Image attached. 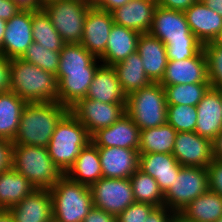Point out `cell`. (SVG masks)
I'll return each mask as SVG.
<instances>
[{
  "instance_id": "6da1fadb",
  "label": "cell",
  "mask_w": 222,
  "mask_h": 222,
  "mask_svg": "<svg viewBox=\"0 0 222 222\" xmlns=\"http://www.w3.org/2000/svg\"><path fill=\"white\" fill-rule=\"evenodd\" d=\"M9 90L27 103L59 102L57 76L22 58L10 59Z\"/></svg>"
},
{
  "instance_id": "7a4b0ae2",
  "label": "cell",
  "mask_w": 222,
  "mask_h": 222,
  "mask_svg": "<svg viewBox=\"0 0 222 222\" xmlns=\"http://www.w3.org/2000/svg\"><path fill=\"white\" fill-rule=\"evenodd\" d=\"M68 111L59 102L27 103L12 143L47 147L57 123Z\"/></svg>"
},
{
  "instance_id": "3957f363",
  "label": "cell",
  "mask_w": 222,
  "mask_h": 222,
  "mask_svg": "<svg viewBox=\"0 0 222 222\" xmlns=\"http://www.w3.org/2000/svg\"><path fill=\"white\" fill-rule=\"evenodd\" d=\"M90 142L87 129L68 111L57 123L47 150L54 164L65 174Z\"/></svg>"
},
{
  "instance_id": "277c9868",
  "label": "cell",
  "mask_w": 222,
  "mask_h": 222,
  "mask_svg": "<svg viewBox=\"0 0 222 222\" xmlns=\"http://www.w3.org/2000/svg\"><path fill=\"white\" fill-rule=\"evenodd\" d=\"M12 168L37 189H50L64 175L52 161L47 147L13 144Z\"/></svg>"
},
{
  "instance_id": "5b68a950",
  "label": "cell",
  "mask_w": 222,
  "mask_h": 222,
  "mask_svg": "<svg viewBox=\"0 0 222 222\" xmlns=\"http://www.w3.org/2000/svg\"><path fill=\"white\" fill-rule=\"evenodd\" d=\"M126 113L140 129L155 128L167 123V102L164 87L151 83L127 95Z\"/></svg>"
},
{
  "instance_id": "8992f818",
  "label": "cell",
  "mask_w": 222,
  "mask_h": 222,
  "mask_svg": "<svg viewBox=\"0 0 222 222\" xmlns=\"http://www.w3.org/2000/svg\"><path fill=\"white\" fill-rule=\"evenodd\" d=\"M49 191L53 216L61 222H83L94 206L89 186L75 182L65 174Z\"/></svg>"
},
{
  "instance_id": "52a82bcc",
  "label": "cell",
  "mask_w": 222,
  "mask_h": 222,
  "mask_svg": "<svg viewBox=\"0 0 222 222\" xmlns=\"http://www.w3.org/2000/svg\"><path fill=\"white\" fill-rule=\"evenodd\" d=\"M91 8L84 0H54L43 6L65 44H79Z\"/></svg>"
},
{
  "instance_id": "ba28073f",
  "label": "cell",
  "mask_w": 222,
  "mask_h": 222,
  "mask_svg": "<svg viewBox=\"0 0 222 222\" xmlns=\"http://www.w3.org/2000/svg\"><path fill=\"white\" fill-rule=\"evenodd\" d=\"M208 189L207 168L182 166L172 186L164 194V206L173 212H181L192 200Z\"/></svg>"
},
{
  "instance_id": "9c48e42d",
  "label": "cell",
  "mask_w": 222,
  "mask_h": 222,
  "mask_svg": "<svg viewBox=\"0 0 222 222\" xmlns=\"http://www.w3.org/2000/svg\"><path fill=\"white\" fill-rule=\"evenodd\" d=\"M94 207L116 217L135 202L129 178H100L89 186Z\"/></svg>"
},
{
  "instance_id": "30bf717a",
  "label": "cell",
  "mask_w": 222,
  "mask_h": 222,
  "mask_svg": "<svg viewBox=\"0 0 222 222\" xmlns=\"http://www.w3.org/2000/svg\"><path fill=\"white\" fill-rule=\"evenodd\" d=\"M126 104L104 103L89 98L80 99L69 111L87 129L90 135L109 127L126 113Z\"/></svg>"
},
{
  "instance_id": "8fae6325",
  "label": "cell",
  "mask_w": 222,
  "mask_h": 222,
  "mask_svg": "<svg viewBox=\"0 0 222 222\" xmlns=\"http://www.w3.org/2000/svg\"><path fill=\"white\" fill-rule=\"evenodd\" d=\"M149 33L165 45L168 42L199 41L191 32L184 12L158 5L154 11Z\"/></svg>"
},
{
  "instance_id": "7c38bea8",
  "label": "cell",
  "mask_w": 222,
  "mask_h": 222,
  "mask_svg": "<svg viewBox=\"0 0 222 222\" xmlns=\"http://www.w3.org/2000/svg\"><path fill=\"white\" fill-rule=\"evenodd\" d=\"M172 155L182 166L207 168L214 160L212 142L196 132H177Z\"/></svg>"
},
{
  "instance_id": "4fadbf2b",
  "label": "cell",
  "mask_w": 222,
  "mask_h": 222,
  "mask_svg": "<svg viewBox=\"0 0 222 222\" xmlns=\"http://www.w3.org/2000/svg\"><path fill=\"white\" fill-rule=\"evenodd\" d=\"M32 43V11L20 10L7 21L2 55L7 59L21 58Z\"/></svg>"
},
{
  "instance_id": "5bb4252c",
  "label": "cell",
  "mask_w": 222,
  "mask_h": 222,
  "mask_svg": "<svg viewBox=\"0 0 222 222\" xmlns=\"http://www.w3.org/2000/svg\"><path fill=\"white\" fill-rule=\"evenodd\" d=\"M113 24L114 21L110 12L91 7L84 22L80 44L96 58H100L105 53Z\"/></svg>"
},
{
  "instance_id": "9a60e30c",
  "label": "cell",
  "mask_w": 222,
  "mask_h": 222,
  "mask_svg": "<svg viewBox=\"0 0 222 222\" xmlns=\"http://www.w3.org/2000/svg\"><path fill=\"white\" fill-rule=\"evenodd\" d=\"M194 83H210L207 61L202 49L192 58L168 61L160 82L162 86Z\"/></svg>"
},
{
  "instance_id": "2e32d148",
  "label": "cell",
  "mask_w": 222,
  "mask_h": 222,
  "mask_svg": "<svg viewBox=\"0 0 222 222\" xmlns=\"http://www.w3.org/2000/svg\"><path fill=\"white\" fill-rule=\"evenodd\" d=\"M140 129L125 113L109 127L101 128L91 135V142L97 147H121L139 149Z\"/></svg>"
},
{
  "instance_id": "e0dca14e",
  "label": "cell",
  "mask_w": 222,
  "mask_h": 222,
  "mask_svg": "<svg viewBox=\"0 0 222 222\" xmlns=\"http://www.w3.org/2000/svg\"><path fill=\"white\" fill-rule=\"evenodd\" d=\"M196 108L195 132L212 142L222 131V90L210 87Z\"/></svg>"
},
{
  "instance_id": "ac0fdd59",
  "label": "cell",
  "mask_w": 222,
  "mask_h": 222,
  "mask_svg": "<svg viewBox=\"0 0 222 222\" xmlns=\"http://www.w3.org/2000/svg\"><path fill=\"white\" fill-rule=\"evenodd\" d=\"M191 32L203 44L215 42L222 31V16L197 1L184 11Z\"/></svg>"
},
{
  "instance_id": "d6986e66",
  "label": "cell",
  "mask_w": 222,
  "mask_h": 222,
  "mask_svg": "<svg viewBox=\"0 0 222 222\" xmlns=\"http://www.w3.org/2000/svg\"><path fill=\"white\" fill-rule=\"evenodd\" d=\"M102 176L105 178H130L138 169L139 152L121 147H98Z\"/></svg>"
},
{
  "instance_id": "ffe728a7",
  "label": "cell",
  "mask_w": 222,
  "mask_h": 222,
  "mask_svg": "<svg viewBox=\"0 0 222 222\" xmlns=\"http://www.w3.org/2000/svg\"><path fill=\"white\" fill-rule=\"evenodd\" d=\"M156 0H130L111 12L115 24L142 33H149Z\"/></svg>"
},
{
  "instance_id": "44dd1931",
  "label": "cell",
  "mask_w": 222,
  "mask_h": 222,
  "mask_svg": "<svg viewBox=\"0 0 222 222\" xmlns=\"http://www.w3.org/2000/svg\"><path fill=\"white\" fill-rule=\"evenodd\" d=\"M8 210L14 222H47L53 216L51 193L49 189H35Z\"/></svg>"
},
{
  "instance_id": "7402d4cb",
  "label": "cell",
  "mask_w": 222,
  "mask_h": 222,
  "mask_svg": "<svg viewBox=\"0 0 222 222\" xmlns=\"http://www.w3.org/2000/svg\"><path fill=\"white\" fill-rule=\"evenodd\" d=\"M137 52L149 80L160 83L168 63L166 45L150 33H142L137 42Z\"/></svg>"
},
{
  "instance_id": "603a6c76",
  "label": "cell",
  "mask_w": 222,
  "mask_h": 222,
  "mask_svg": "<svg viewBox=\"0 0 222 222\" xmlns=\"http://www.w3.org/2000/svg\"><path fill=\"white\" fill-rule=\"evenodd\" d=\"M181 167L172 154L139 153L138 168L157 181L163 194L172 186Z\"/></svg>"
},
{
  "instance_id": "cb8c5ba5",
  "label": "cell",
  "mask_w": 222,
  "mask_h": 222,
  "mask_svg": "<svg viewBox=\"0 0 222 222\" xmlns=\"http://www.w3.org/2000/svg\"><path fill=\"white\" fill-rule=\"evenodd\" d=\"M85 98L104 103L126 104V94L122 91L113 66L101 65L90 84Z\"/></svg>"
},
{
  "instance_id": "d4e9b609",
  "label": "cell",
  "mask_w": 222,
  "mask_h": 222,
  "mask_svg": "<svg viewBox=\"0 0 222 222\" xmlns=\"http://www.w3.org/2000/svg\"><path fill=\"white\" fill-rule=\"evenodd\" d=\"M139 36V32L114 23L106 44L105 53L99 58L102 65L114 66L136 52Z\"/></svg>"
},
{
  "instance_id": "484cf974",
  "label": "cell",
  "mask_w": 222,
  "mask_h": 222,
  "mask_svg": "<svg viewBox=\"0 0 222 222\" xmlns=\"http://www.w3.org/2000/svg\"><path fill=\"white\" fill-rule=\"evenodd\" d=\"M101 65L99 58L80 43L65 44L60 51V63L56 73L58 83L67 75V72L97 71Z\"/></svg>"
},
{
  "instance_id": "4316f807",
  "label": "cell",
  "mask_w": 222,
  "mask_h": 222,
  "mask_svg": "<svg viewBox=\"0 0 222 222\" xmlns=\"http://www.w3.org/2000/svg\"><path fill=\"white\" fill-rule=\"evenodd\" d=\"M65 175L69 179L87 186L102 178L98 147L92 142L84 147Z\"/></svg>"
},
{
  "instance_id": "83f0119b",
  "label": "cell",
  "mask_w": 222,
  "mask_h": 222,
  "mask_svg": "<svg viewBox=\"0 0 222 222\" xmlns=\"http://www.w3.org/2000/svg\"><path fill=\"white\" fill-rule=\"evenodd\" d=\"M37 189L12 167L0 173V209L8 210Z\"/></svg>"
},
{
  "instance_id": "f1b7e54d",
  "label": "cell",
  "mask_w": 222,
  "mask_h": 222,
  "mask_svg": "<svg viewBox=\"0 0 222 222\" xmlns=\"http://www.w3.org/2000/svg\"><path fill=\"white\" fill-rule=\"evenodd\" d=\"M27 102L10 90L0 93V138L13 141Z\"/></svg>"
},
{
  "instance_id": "f546056e",
  "label": "cell",
  "mask_w": 222,
  "mask_h": 222,
  "mask_svg": "<svg viewBox=\"0 0 222 222\" xmlns=\"http://www.w3.org/2000/svg\"><path fill=\"white\" fill-rule=\"evenodd\" d=\"M113 68L126 96L152 83L144 71L143 62L137 51L115 64Z\"/></svg>"
},
{
  "instance_id": "4dcf8cb0",
  "label": "cell",
  "mask_w": 222,
  "mask_h": 222,
  "mask_svg": "<svg viewBox=\"0 0 222 222\" xmlns=\"http://www.w3.org/2000/svg\"><path fill=\"white\" fill-rule=\"evenodd\" d=\"M181 213L194 222H216L222 218V196L208 189L192 200Z\"/></svg>"
},
{
  "instance_id": "1f68e13d",
  "label": "cell",
  "mask_w": 222,
  "mask_h": 222,
  "mask_svg": "<svg viewBox=\"0 0 222 222\" xmlns=\"http://www.w3.org/2000/svg\"><path fill=\"white\" fill-rule=\"evenodd\" d=\"M96 71L67 72L58 83L59 103L70 109L86 97Z\"/></svg>"
},
{
  "instance_id": "d6a6232c",
  "label": "cell",
  "mask_w": 222,
  "mask_h": 222,
  "mask_svg": "<svg viewBox=\"0 0 222 222\" xmlns=\"http://www.w3.org/2000/svg\"><path fill=\"white\" fill-rule=\"evenodd\" d=\"M177 131L168 123L140 130L139 153H173Z\"/></svg>"
},
{
  "instance_id": "836d02e7",
  "label": "cell",
  "mask_w": 222,
  "mask_h": 222,
  "mask_svg": "<svg viewBox=\"0 0 222 222\" xmlns=\"http://www.w3.org/2000/svg\"><path fill=\"white\" fill-rule=\"evenodd\" d=\"M32 38L33 42L51 51L60 52L65 45L62 37L43 9L32 11Z\"/></svg>"
},
{
  "instance_id": "e575fe53",
  "label": "cell",
  "mask_w": 222,
  "mask_h": 222,
  "mask_svg": "<svg viewBox=\"0 0 222 222\" xmlns=\"http://www.w3.org/2000/svg\"><path fill=\"white\" fill-rule=\"evenodd\" d=\"M135 202L164 206V194L157 181L139 168L130 176Z\"/></svg>"
},
{
  "instance_id": "d590c367",
  "label": "cell",
  "mask_w": 222,
  "mask_h": 222,
  "mask_svg": "<svg viewBox=\"0 0 222 222\" xmlns=\"http://www.w3.org/2000/svg\"><path fill=\"white\" fill-rule=\"evenodd\" d=\"M166 94L167 105L196 106L208 89L210 83L175 84L163 86Z\"/></svg>"
},
{
  "instance_id": "8d00e7d4",
  "label": "cell",
  "mask_w": 222,
  "mask_h": 222,
  "mask_svg": "<svg viewBox=\"0 0 222 222\" xmlns=\"http://www.w3.org/2000/svg\"><path fill=\"white\" fill-rule=\"evenodd\" d=\"M21 58L46 72L56 75L60 63V52L45 49L44 46L33 42Z\"/></svg>"
},
{
  "instance_id": "74e56055",
  "label": "cell",
  "mask_w": 222,
  "mask_h": 222,
  "mask_svg": "<svg viewBox=\"0 0 222 222\" xmlns=\"http://www.w3.org/2000/svg\"><path fill=\"white\" fill-rule=\"evenodd\" d=\"M197 108L188 105H167V123L177 132H195Z\"/></svg>"
},
{
  "instance_id": "f35d334b",
  "label": "cell",
  "mask_w": 222,
  "mask_h": 222,
  "mask_svg": "<svg viewBox=\"0 0 222 222\" xmlns=\"http://www.w3.org/2000/svg\"><path fill=\"white\" fill-rule=\"evenodd\" d=\"M208 69V79L212 88L222 90V47L215 42L202 45Z\"/></svg>"
},
{
  "instance_id": "ab89813d",
  "label": "cell",
  "mask_w": 222,
  "mask_h": 222,
  "mask_svg": "<svg viewBox=\"0 0 222 222\" xmlns=\"http://www.w3.org/2000/svg\"><path fill=\"white\" fill-rule=\"evenodd\" d=\"M202 49L200 41H179L168 42L166 44V53L168 61L184 60L194 57Z\"/></svg>"
},
{
  "instance_id": "60d3db41",
  "label": "cell",
  "mask_w": 222,
  "mask_h": 222,
  "mask_svg": "<svg viewBox=\"0 0 222 222\" xmlns=\"http://www.w3.org/2000/svg\"><path fill=\"white\" fill-rule=\"evenodd\" d=\"M155 207L149 203L134 202L116 217V222H144Z\"/></svg>"
},
{
  "instance_id": "b9f144b4",
  "label": "cell",
  "mask_w": 222,
  "mask_h": 222,
  "mask_svg": "<svg viewBox=\"0 0 222 222\" xmlns=\"http://www.w3.org/2000/svg\"><path fill=\"white\" fill-rule=\"evenodd\" d=\"M207 170L209 189L222 196V161L214 159Z\"/></svg>"
},
{
  "instance_id": "7bdbcfd3",
  "label": "cell",
  "mask_w": 222,
  "mask_h": 222,
  "mask_svg": "<svg viewBox=\"0 0 222 222\" xmlns=\"http://www.w3.org/2000/svg\"><path fill=\"white\" fill-rule=\"evenodd\" d=\"M13 143L0 138V173L12 167Z\"/></svg>"
},
{
  "instance_id": "ee69618b",
  "label": "cell",
  "mask_w": 222,
  "mask_h": 222,
  "mask_svg": "<svg viewBox=\"0 0 222 222\" xmlns=\"http://www.w3.org/2000/svg\"><path fill=\"white\" fill-rule=\"evenodd\" d=\"M83 222H116V216L93 206Z\"/></svg>"
},
{
  "instance_id": "f6af8a7d",
  "label": "cell",
  "mask_w": 222,
  "mask_h": 222,
  "mask_svg": "<svg viewBox=\"0 0 222 222\" xmlns=\"http://www.w3.org/2000/svg\"><path fill=\"white\" fill-rule=\"evenodd\" d=\"M173 213L166 206L155 207L144 222H169Z\"/></svg>"
},
{
  "instance_id": "bcb514c9",
  "label": "cell",
  "mask_w": 222,
  "mask_h": 222,
  "mask_svg": "<svg viewBox=\"0 0 222 222\" xmlns=\"http://www.w3.org/2000/svg\"><path fill=\"white\" fill-rule=\"evenodd\" d=\"M156 2L158 6L184 12L197 0H156Z\"/></svg>"
},
{
  "instance_id": "7dc6e473",
  "label": "cell",
  "mask_w": 222,
  "mask_h": 222,
  "mask_svg": "<svg viewBox=\"0 0 222 222\" xmlns=\"http://www.w3.org/2000/svg\"><path fill=\"white\" fill-rule=\"evenodd\" d=\"M10 59L0 54V93L9 90Z\"/></svg>"
},
{
  "instance_id": "c3c4849f",
  "label": "cell",
  "mask_w": 222,
  "mask_h": 222,
  "mask_svg": "<svg viewBox=\"0 0 222 222\" xmlns=\"http://www.w3.org/2000/svg\"><path fill=\"white\" fill-rule=\"evenodd\" d=\"M20 9L11 0H0V19L9 21Z\"/></svg>"
},
{
  "instance_id": "681fc988",
  "label": "cell",
  "mask_w": 222,
  "mask_h": 222,
  "mask_svg": "<svg viewBox=\"0 0 222 222\" xmlns=\"http://www.w3.org/2000/svg\"><path fill=\"white\" fill-rule=\"evenodd\" d=\"M20 10L39 11L43 5L39 0H11Z\"/></svg>"
},
{
  "instance_id": "f907efd6",
  "label": "cell",
  "mask_w": 222,
  "mask_h": 222,
  "mask_svg": "<svg viewBox=\"0 0 222 222\" xmlns=\"http://www.w3.org/2000/svg\"><path fill=\"white\" fill-rule=\"evenodd\" d=\"M129 1L130 0H102L96 7L111 13L113 10L123 6Z\"/></svg>"
},
{
  "instance_id": "816d5d0a",
  "label": "cell",
  "mask_w": 222,
  "mask_h": 222,
  "mask_svg": "<svg viewBox=\"0 0 222 222\" xmlns=\"http://www.w3.org/2000/svg\"><path fill=\"white\" fill-rule=\"evenodd\" d=\"M213 158L222 161V131L212 141Z\"/></svg>"
},
{
  "instance_id": "f5cc1de1",
  "label": "cell",
  "mask_w": 222,
  "mask_h": 222,
  "mask_svg": "<svg viewBox=\"0 0 222 222\" xmlns=\"http://www.w3.org/2000/svg\"><path fill=\"white\" fill-rule=\"evenodd\" d=\"M203 2L222 16V0H203Z\"/></svg>"
},
{
  "instance_id": "db71d44e",
  "label": "cell",
  "mask_w": 222,
  "mask_h": 222,
  "mask_svg": "<svg viewBox=\"0 0 222 222\" xmlns=\"http://www.w3.org/2000/svg\"><path fill=\"white\" fill-rule=\"evenodd\" d=\"M169 222H194L186 218L181 212H174Z\"/></svg>"
},
{
  "instance_id": "11a10c76",
  "label": "cell",
  "mask_w": 222,
  "mask_h": 222,
  "mask_svg": "<svg viewBox=\"0 0 222 222\" xmlns=\"http://www.w3.org/2000/svg\"><path fill=\"white\" fill-rule=\"evenodd\" d=\"M0 222H14L9 210L0 209Z\"/></svg>"
},
{
  "instance_id": "9f6ffc18",
  "label": "cell",
  "mask_w": 222,
  "mask_h": 222,
  "mask_svg": "<svg viewBox=\"0 0 222 222\" xmlns=\"http://www.w3.org/2000/svg\"><path fill=\"white\" fill-rule=\"evenodd\" d=\"M7 21L0 19V54H2L3 37L6 29Z\"/></svg>"
},
{
  "instance_id": "6f0895ef",
  "label": "cell",
  "mask_w": 222,
  "mask_h": 222,
  "mask_svg": "<svg viewBox=\"0 0 222 222\" xmlns=\"http://www.w3.org/2000/svg\"><path fill=\"white\" fill-rule=\"evenodd\" d=\"M89 6L96 7L102 0H84Z\"/></svg>"
},
{
  "instance_id": "680465c9",
  "label": "cell",
  "mask_w": 222,
  "mask_h": 222,
  "mask_svg": "<svg viewBox=\"0 0 222 222\" xmlns=\"http://www.w3.org/2000/svg\"><path fill=\"white\" fill-rule=\"evenodd\" d=\"M215 43L222 47V31L219 37L215 40Z\"/></svg>"
},
{
  "instance_id": "91938a15",
  "label": "cell",
  "mask_w": 222,
  "mask_h": 222,
  "mask_svg": "<svg viewBox=\"0 0 222 222\" xmlns=\"http://www.w3.org/2000/svg\"><path fill=\"white\" fill-rule=\"evenodd\" d=\"M47 222H61V221L52 216Z\"/></svg>"
},
{
  "instance_id": "94428289",
  "label": "cell",
  "mask_w": 222,
  "mask_h": 222,
  "mask_svg": "<svg viewBox=\"0 0 222 222\" xmlns=\"http://www.w3.org/2000/svg\"><path fill=\"white\" fill-rule=\"evenodd\" d=\"M40 3L44 6L45 4H47L48 2L54 1V0H39Z\"/></svg>"
}]
</instances>
